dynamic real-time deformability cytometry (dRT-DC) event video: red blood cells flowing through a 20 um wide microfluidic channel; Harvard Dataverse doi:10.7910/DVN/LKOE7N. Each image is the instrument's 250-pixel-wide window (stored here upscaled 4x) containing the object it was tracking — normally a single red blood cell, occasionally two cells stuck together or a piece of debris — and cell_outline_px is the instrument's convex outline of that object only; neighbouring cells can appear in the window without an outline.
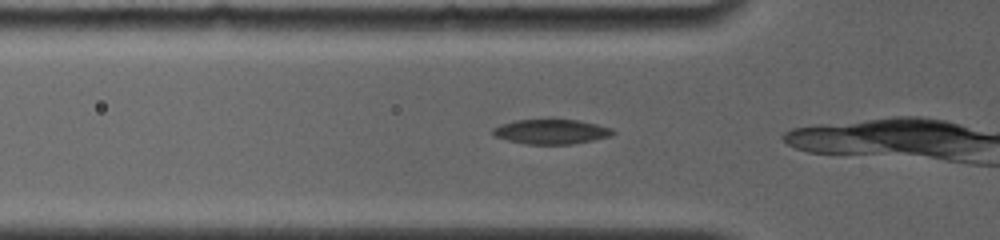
{"species": "common noctule bat (a hibernating species)", "species_latin": "Nyctalus noctula", "temperature_condition": "room temperature", "stored_images_in_passage": 4, "camera_frame_rate_fps": 4000, "um_per_image_px": 0.085, "animal": {"sex": "female", "body_mass_g": 19.0, "forearm_length_mm": 56.7}, "frame": {"image": 1, "passage_image": 2, "time_ms": 0.5, "image_size_px": [1000, 240], "cell_outline_px": [[616, 132], [612, 136], [572, 144], [524, 144], [508, 140], [496, 136], [492, 132], [492, 128], [500, 124], [516, 120], [580, 120], [612, 128]], "centroid_in_image_um": [46.87, 11.19], "position_along_channel_um": 78.9, "area_um2": 17.22}}